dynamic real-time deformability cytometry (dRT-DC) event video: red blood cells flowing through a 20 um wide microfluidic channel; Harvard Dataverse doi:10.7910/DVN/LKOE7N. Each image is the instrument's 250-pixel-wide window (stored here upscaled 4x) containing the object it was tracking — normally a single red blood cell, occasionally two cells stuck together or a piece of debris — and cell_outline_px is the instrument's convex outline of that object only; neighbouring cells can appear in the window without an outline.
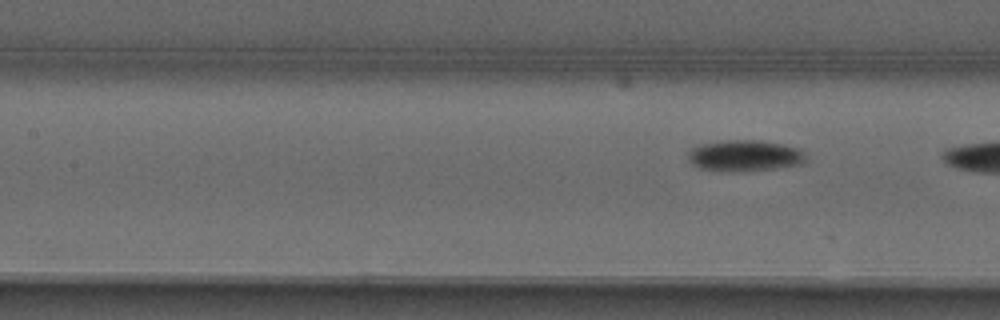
{"species": "common noctule bat (a hibernating species)", "species_latin": "Nyctalus noctula", "temperature_condition": "warm", "stored_images_in_passage": 7, "segment_of_instrument_passage": [2, 2], "camera_frame_rate_fps": 3000, "um_per_image_px": 0.085, "animal": {"sex": "male", "forearm_length_mm": 52.5}, "frame": {"image": 1, "passage_image": 7, "time_ms": 2.0, "image_size_px": [1000, 320], "cell_outline_px": [[804, 160], [800, 164], [772, 168], [736, 172], [724, 172], [700, 168], [692, 164], [688, 160], [688, 152], [692, 148], [700, 144], [724, 140], [756, 140], [780, 144], [796, 148], [804, 152]], "centroid_in_image_um": [63.21, 13.24], "position_along_channel_um": 144.2, "area_um2": 21.21}}